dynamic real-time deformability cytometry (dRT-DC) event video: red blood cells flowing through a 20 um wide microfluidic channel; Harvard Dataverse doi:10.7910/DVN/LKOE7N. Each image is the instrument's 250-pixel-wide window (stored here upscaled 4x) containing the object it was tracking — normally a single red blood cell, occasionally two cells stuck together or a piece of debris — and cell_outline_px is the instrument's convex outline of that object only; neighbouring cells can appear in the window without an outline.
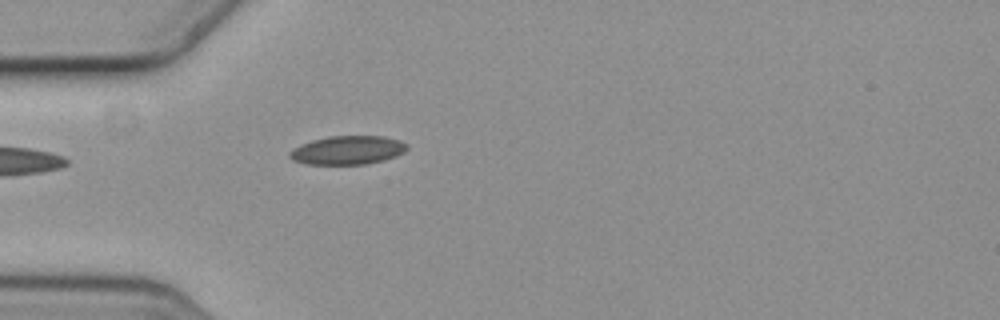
{"species": "common noctule bat (a hibernating species)", "species_latin": "Nyctalus noctula", "temperature_condition": "cold", "stored_images_in_passage": 5, "camera_frame_rate_fps": 3000, "um_per_image_px": 0.085, "animal": {"sex": "female", "body_mass_g": 19.3, "forearm_length_mm": 54.1}, "frame": {"image": 1, "passage_image": 5, "time_ms": 1.333, "image_size_px": [1000, 320], "cell_outline_px": [[408, 148], [404, 152], [396, 156], [384, 160], [368, 164], [304, 164], [292, 160], [288, 156], [288, 152], [292, 148], [300, 144], [312, 140], [328, 136], [384, 136], [400, 140], [408, 144]], "centroid_in_image_um": [29.53, 12.76], "position_along_channel_um": 55.5, "area_um2": 19.88}}